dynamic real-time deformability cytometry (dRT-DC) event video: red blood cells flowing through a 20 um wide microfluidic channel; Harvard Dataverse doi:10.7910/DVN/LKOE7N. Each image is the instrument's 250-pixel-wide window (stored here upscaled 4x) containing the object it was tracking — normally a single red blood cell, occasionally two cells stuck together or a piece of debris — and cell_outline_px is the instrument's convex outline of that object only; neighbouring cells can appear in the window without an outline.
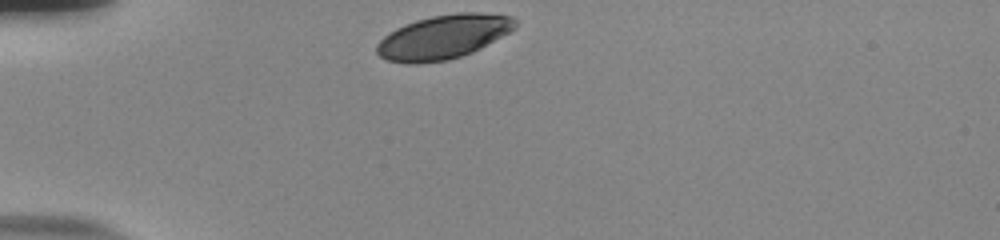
{"species": "human", "species_latin": "Homo sapiens", "temperature_condition": "room temperature", "stored_images_in_passage": 32, "camera_frame_rate_fps": 3000, "um_per_image_px": 0.085, "donor": {"sex": "male"}, "frame": {"image": 1, "passage_image": 1, "time_ms": 0.0, "image_size_px": [1000, 240], "cell_outline_px": [[516, 28], [480, 48], [472, 52], [448, 60], [420, 64], [404, 64], [388, 60], [380, 56], [376, 52], [376, 44], [384, 36], [396, 28], [416, 20], [432, 16], [456, 12], [480, 12], [512, 16], [516, 20]], "centroid_in_image_um": [37.67, 3.14], "position_along_channel_um": 47.3, "area_um2": 35.6}}
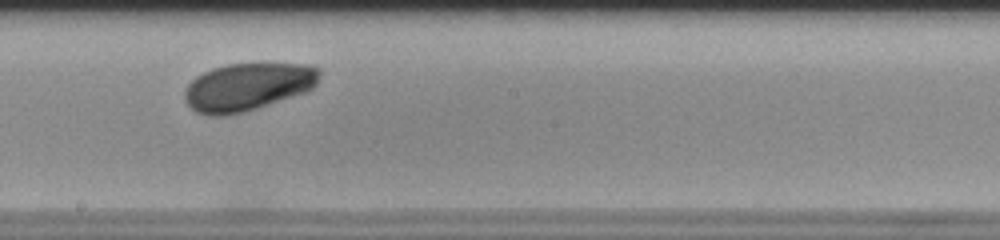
{"frame": {"image": 2, "passage_image": 18, "time_ms": 5.667, "image_size_px": [1000, 240], "cell_outline_px": [[320, 76], [316, 84], [308, 92], [244, 112], [224, 116], [208, 116], [196, 112], [184, 100], [184, 88], [196, 76], [212, 68], [228, 64], [260, 60], [308, 64], [320, 68]], "centroid_in_image_um": [21.1, 7.33], "position_along_channel_um": 227.1, "area_um2": 38.9}}
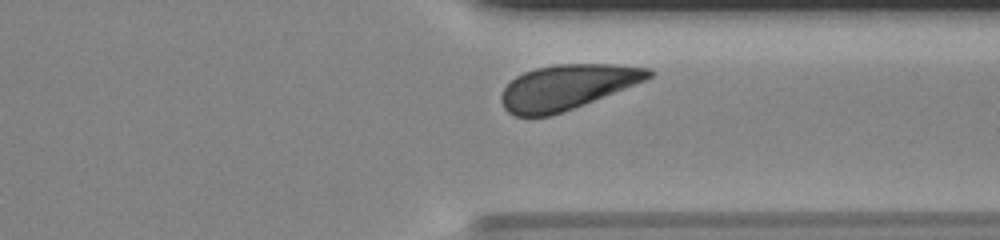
{"frame": {"image": 3, "passage_image": 29, "time_ms": 9.333, "image_size_px": [1000, 240], "cell_outline_px": [[656, 72], [652, 76], [644, 80], [624, 88], [572, 108], [548, 116], [516, 116], [508, 112], [504, 108], [500, 100], [500, 96], [504, 88], [516, 76], [524, 72], [536, 68], [556, 64], [612, 64], [648, 68]], "centroid_in_image_um": [48.15, 7.38], "position_along_channel_um": 363.2, "area_um2": 37.86}, "authors_computed_cell_mechanics": {"area_um2": 37.6278, "velocity_mm_per_s": 3.6972, "shape_relaxation_time_tau1_ms": 1.5997, "shape_relaxation_time_tau2_ms": null, "deformation_change_tau1": 0.0876, "deformation_change_tau2": null}}